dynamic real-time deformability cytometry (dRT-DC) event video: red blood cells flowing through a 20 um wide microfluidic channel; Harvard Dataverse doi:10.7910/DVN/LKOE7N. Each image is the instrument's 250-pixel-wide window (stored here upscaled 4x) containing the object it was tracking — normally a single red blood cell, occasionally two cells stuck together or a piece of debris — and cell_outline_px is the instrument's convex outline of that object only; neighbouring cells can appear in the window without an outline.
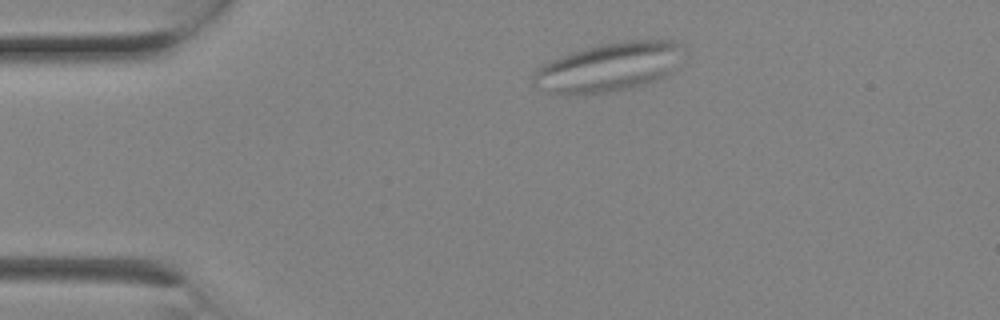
{"species": "Egyptian fruit bat (a non-hibernating species)", "species_latin": "Rousettus aegyptiacus", "temperature_condition": "room temperature", "stored_images_in_passage": 7, "camera_frame_rate_fps": 3000, "um_per_image_px": 0.085, "animal": {"sex": "female"}, "frame": {"image": 1, "passage_image": 2, "time_ms": 0.333, "image_size_px": [1000, 320], "cell_outline_px": [[688, 52], [676, 68], [672, 72], [656, 80], [632, 88], [604, 92], [544, 92], [536, 88], [532, 80], [532, 72], [544, 64], [560, 56], [584, 48], [624, 40], [680, 40], [684, 44]], "centroid_in_image_um": [51.88, 5.66], "position_along_channel_um": 33.1, "area_um2": 42.95}}
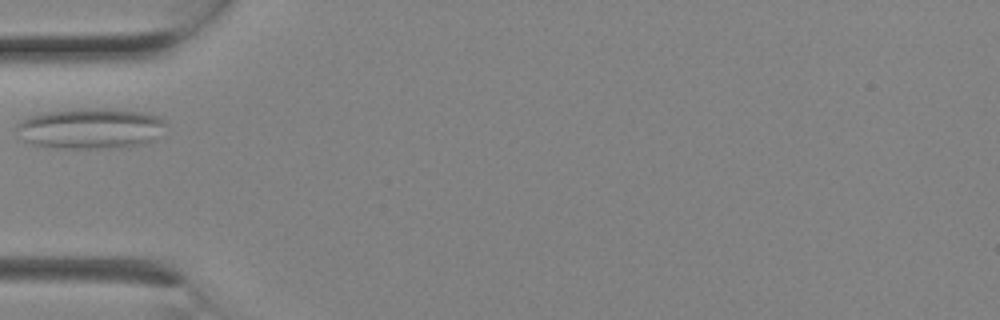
{"frame": {"image": 2, "passage_image": 5, "time_ms": 1.333, "image_size_px": [1000, 320], "cell_outline_px": [[168, 124], [152, 140], [128, 148], [60, 148], [32, 144], [24, 140], [16, 128], [16, 124], [20, 120], [28, 116], [44, 112], [84, 108], [112, 108], [140, 112], [156, 116], [164, 120]], "centroid_in_image_um": [7.68, 10.91], "position_along_channel_um": 77.3, "area_um2": 35.49}}